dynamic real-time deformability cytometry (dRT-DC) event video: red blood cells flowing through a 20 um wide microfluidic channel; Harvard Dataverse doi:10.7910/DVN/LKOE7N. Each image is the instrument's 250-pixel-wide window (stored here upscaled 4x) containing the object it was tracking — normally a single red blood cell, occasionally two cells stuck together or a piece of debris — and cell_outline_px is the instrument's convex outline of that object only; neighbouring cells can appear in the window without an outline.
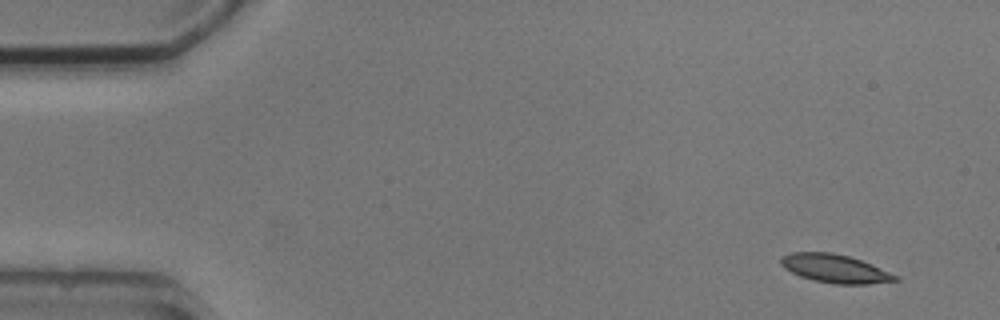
{"species": "common noctule bat (a hibernating species)", "species_latin": "Nyctalus noctula", "temperature_condition": "cold", "stored_images_in_passage": 10, "camera_frame_rate_fps": 3000, "um_per_image_px": 0.085, "animal": {"sex": "male", "body_mass_g": 20.5, "forearm_length_mm": 52.5}, "frame": {"image": 1, "passage_image": 1, "time_ms": 0.0, "image_size_px": [1000, 320], "cell_outline_px": [[900, 280], [868, 284], [836, 284], [812, 280], [800, 276], [784, 268], [780, 264], [780, 260], [784, 256], [792, 252], [832, 252], [848, 256], [872, 264], [900, 276]], "centroid_in_image_um": [71.01, 22.83], "position_along_channel_um": 14.0, "area_um2": 18.96}}
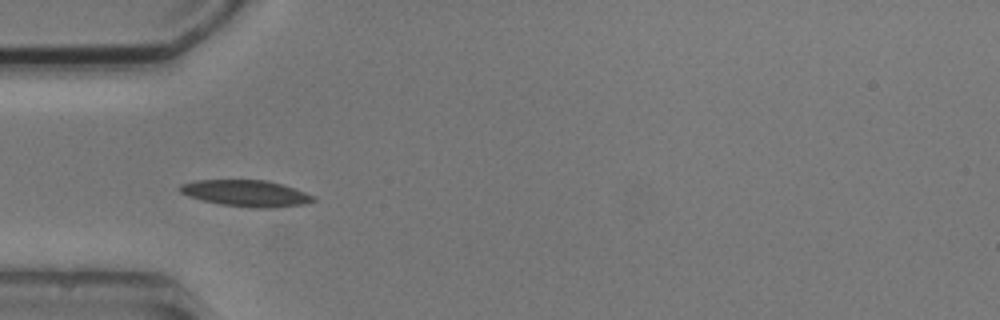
{"frame": {"image": 2, "passage_image": 4, "time_ms": 4.333, "image_size_px": [1000, 320], "cell_outline_px": [[316, 200], [304, 204], [276, 208], [252, 208], [220, 204], [188, 196], [180, 192], [176, 188], [180, 184], [192, 180], [268, 180], [316, 196]], "centroid_in_image_um": [20.89, 16.43], "position_along_channel_um": 64.1, "area_um2": 20.63}}